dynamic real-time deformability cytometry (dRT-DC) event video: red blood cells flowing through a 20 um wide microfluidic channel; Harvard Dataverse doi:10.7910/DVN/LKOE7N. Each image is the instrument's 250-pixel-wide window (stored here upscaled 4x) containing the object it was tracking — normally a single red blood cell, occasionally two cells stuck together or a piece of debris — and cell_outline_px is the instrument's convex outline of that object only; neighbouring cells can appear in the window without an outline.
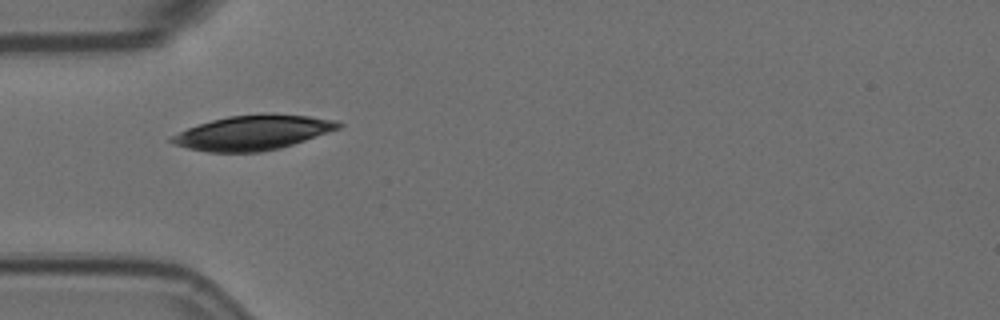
{"species": "Egyptian fruit bat (a non-hibernating species)", "species_latin": "Rousettus aegyptiacus", "temperature_condition": "room temperature", "stored_images_in_passage": 2, "camera_frame_rate_fps": 3000, "um_per_image_px": 0.085, "animal": {"sex": "female"}, "frame": {"image": 1, "passage_image": 1, "time_ms": 0.0, "image_size_px": [1000, 320], "cell_outline_px": [[344, 124], [340, 128], [280, 148], [260, 152], [208, 152], [188, 148], [172, 144], [168, 140], [172, 136], [188, 128], [212, 120], [228, 116], [308, 116], [336, 120]], "centroid_in_image_um": [21.46, 11.31], "position_along_channel_um": 63.5, "area_um2": 32.54}}
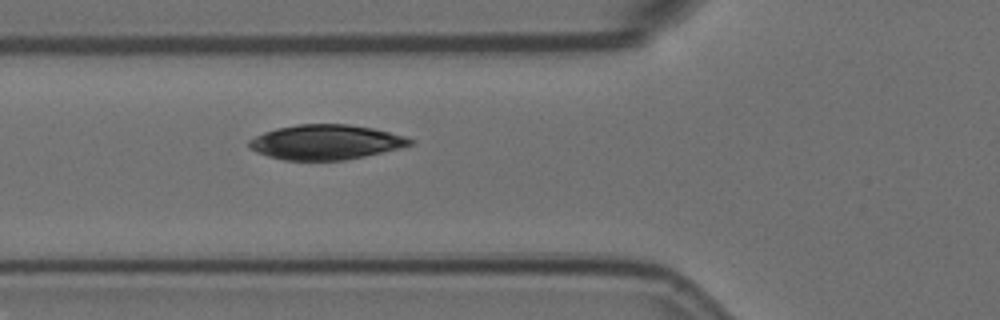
{"frame": {"image": 2, "passage_image": 2, "time_ms": 0.333, "image_size_px": [1000, 320], "cell_outline_px": [[416, 144], [400, 148], [364, 156], [344, 160], [284, 160], [268, 156], [256, 152], [248, 148], [248, 140], [264, 132], [276, 128], [296, 124], [348, 124], [372, 128], [404, 136], [416, 140]], "centroid_in_image_um": [27.69, 12.08], "position_along_channel_um": 98.1, "area_um2": 32.77}}